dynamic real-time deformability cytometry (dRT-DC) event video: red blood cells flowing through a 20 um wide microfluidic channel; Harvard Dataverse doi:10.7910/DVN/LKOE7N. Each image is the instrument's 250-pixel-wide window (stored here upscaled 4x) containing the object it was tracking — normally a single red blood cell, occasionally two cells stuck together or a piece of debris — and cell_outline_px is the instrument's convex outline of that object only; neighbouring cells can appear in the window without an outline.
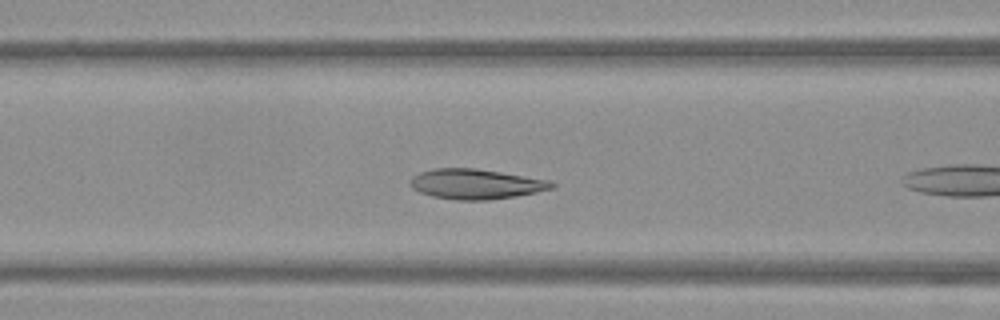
{"species": "Egyptian fruit bat (a non-hibernating species)", "species_latin": "Rousettus aegyptiacus", "temperature_condition": "warm", "stored_images_in_passage": 21, "camera_frame_rate_fps": 3000, "um_per_image_px": 0.085, "frame": {"image": 1, "passage_image": 7, "time_ms": 2.0, "image_size_px": [1000, 320], "cell_outline_px": [[556, 188], [516, 196], [488, 200], [456, 200], [432, 196], [420, 192], [412, 188], [408, 184], [408, 180], [412, 176], [420, 172], [432, 168], [476, 168], [552, 180], [556, 184]], "centroid_in_image_um": [40.45, 15.64], "position_along_channel_um": 126.1, "area_um2": 25.14}}
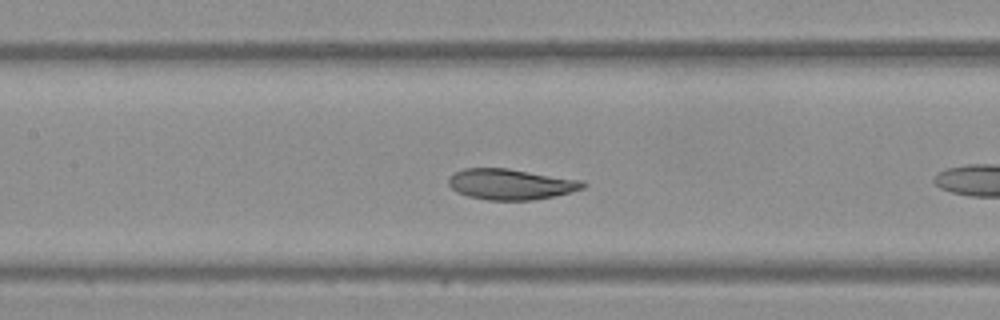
{"frame": {"image": 2, "passage_image": 10, "time_ms": 3.0, "image_size_px": [1000, 320], "cell_outline_px": [[588, 184], [584, 188], [552, 196], [532, 200], [488, 200], [468, 196], [456, 192], [448, 184], [448, 180], [456, 172], [464, 168], [508, 168], [584, 180]], "centroid_in_image_um": [43.43, 15.65], "position_along_channel_um": 164.0, "area_um2": 24.04}}